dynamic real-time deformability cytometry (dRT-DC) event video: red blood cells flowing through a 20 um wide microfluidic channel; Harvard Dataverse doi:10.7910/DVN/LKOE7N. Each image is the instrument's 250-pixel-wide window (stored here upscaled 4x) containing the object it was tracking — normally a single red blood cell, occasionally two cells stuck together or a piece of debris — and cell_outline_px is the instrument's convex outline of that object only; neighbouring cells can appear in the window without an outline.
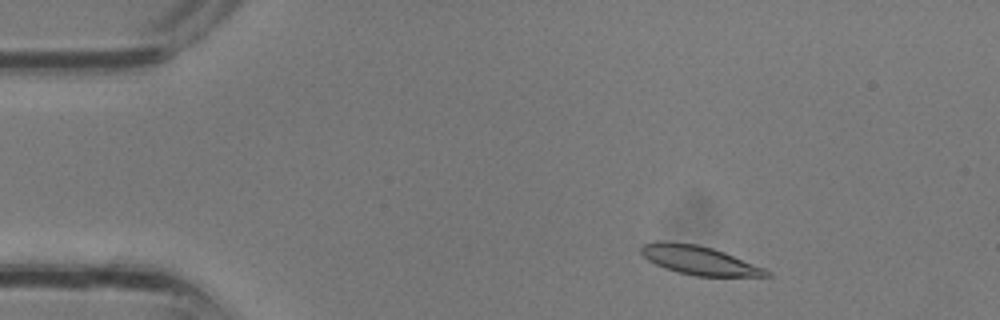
{"species": "common noctule bat (a hibernating species)", "species_latin": "Nyctalus noctula", "temperature_condition": "room temperature", "stored_images_in_passage": 6, "camera_frame_rate_fps": 3000, "um_per_image_px": 0.085, "animal": {"sex": "male", "body_mass_g": 13.3}, "frame": {"image": 1, "passage_image": 2, "time_ms": 0.333, "image_size_px": [1000, 320], "cell_outline_px": [[772, 276], [692, 276], [676, 272], [664, 268], [648, 260], [640, 252], [640, 248], [644, 244], [656, 240], [668, 240], [696, 244], [712, 248], [724, 252], [764, 268], [772, 272]], "centroid_in_image_um": [59.38, 22.11], "position_along_channel_um": 25.6, "area_um2": 21.21}}